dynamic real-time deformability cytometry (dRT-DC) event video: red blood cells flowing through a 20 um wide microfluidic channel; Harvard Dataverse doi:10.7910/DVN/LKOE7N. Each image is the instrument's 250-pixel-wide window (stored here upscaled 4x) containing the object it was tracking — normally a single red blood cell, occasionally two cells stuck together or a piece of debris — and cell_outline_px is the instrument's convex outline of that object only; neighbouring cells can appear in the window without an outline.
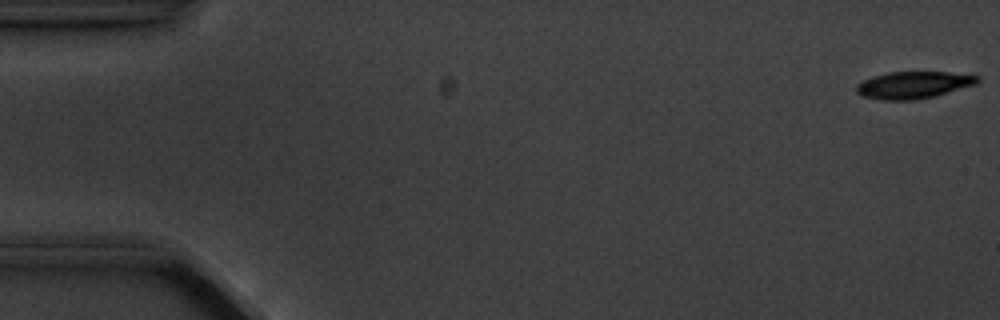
{"species": "common noctule bat (a hibernating species)", "species_latin": "Nyctalus noctula", "temperature_condition": "cold", "stored_images_in_passage": 6, "camera_frame_rate_fps": 3000, "um_per_image_px": 0.085, "animal": {"sex": "male", "body_mass_g": 20.1, "forearm_length_mm": 53.5}, "frame": {"image": 1, "passage_image": 1, "time_ms": 0.0, "image_size_px": [1000, 320], "cell_outline_px": [[980, 80], [976, 84], [936, 96], [916, 100], [884, 100], [864, 96], [856, 92], [856, 84], [872, 76], [888, 72], [948, 72], [980, 76]], "centroid_in_image_um": [77.65, 7.22], "position_along_channel_um": 7.3, "area_um2": 19.13}}